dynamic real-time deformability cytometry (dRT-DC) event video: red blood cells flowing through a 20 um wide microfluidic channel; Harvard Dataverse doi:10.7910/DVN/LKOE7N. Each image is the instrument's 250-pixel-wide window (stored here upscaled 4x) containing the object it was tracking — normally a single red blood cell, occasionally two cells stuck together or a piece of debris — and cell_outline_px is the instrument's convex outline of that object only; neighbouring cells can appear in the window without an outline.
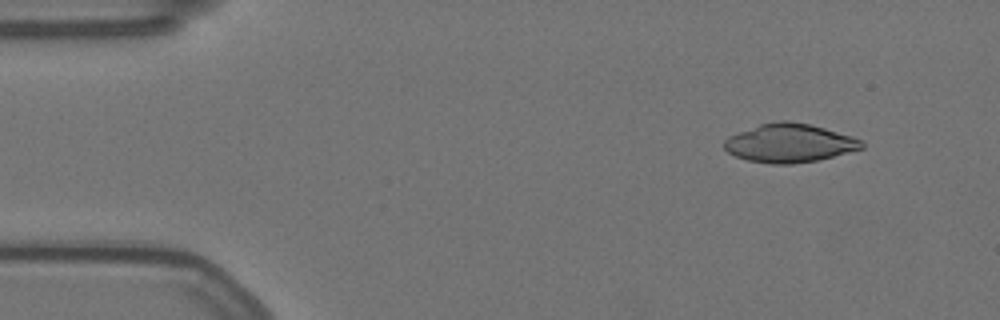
{"species": "Egyptian fruit bat (a non-hibernating species)", "species_latin": "Rousettus aegyptiacus", "temperature_condition": "warm", "stored_images_in_passage": 56, "camera_frame_rate_fps": 3000, "um_per_image_px": 0.085, "animal": {"sex": "female"}, "frame": {"image": 1, "passage_image": 5, "time_ms": 1.333, "image_size_px": [1000, 320], "cell_outline_px": [[864, 148], [816, 160], [792, 164], [772, 164], [748, 160], [736, 156], [728, 152], [724, 148], [724, 140], [728, 136], [760, 124], [776, 120], [788, 120], [808, 124], [824, 128], [852, 136], [860, 140], [864, 144]], "centroid_in_image_um": [67.08, 12.15], "position_along_channel_um": 17.9, "area_um2": 30.69}}
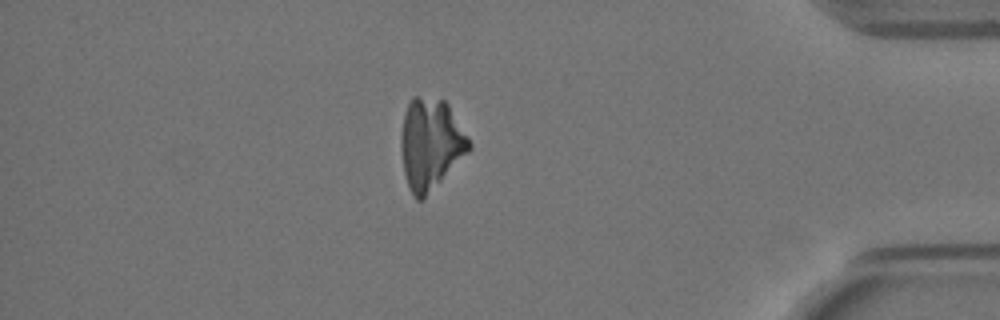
{"frame": {"image": 2, "passage_image": 48, "time_ms": 15.667, "image_size_px": [1000, 320], "cell_outline_px": [[472, 148], [420, 200], [416, 200], [408, 184], [404, 172], [400, 148], [400, 136], [404, 112], [412, 96], [416, 96], [444, 100], [448, 104], [468, 136], [472, 144]], "centroid_in_image_um": [36.58, 12.17], "position_along_channel_um": 398.6, "area_um2": 35.49}}
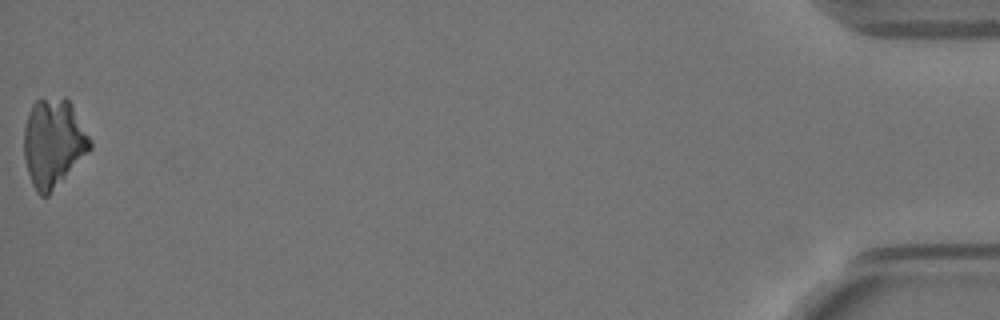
{"frame": {"image": 3, "passage_image": 56, "time_ms": 18.333, "image_size_px": [1000, 320], "cell_outline_px": [[92, 148], [48, 196], [40, 196], [36, 192], [32, 184], [24, 160], [24, 128], [28, 112], [32, 104], [36, 100], [64, 96], [72, 104], [92, 140]], "centroid_in_image_um": [4.54, 12.13], "position_along_channel_um": 430.7, "area_um2": 34.22}}